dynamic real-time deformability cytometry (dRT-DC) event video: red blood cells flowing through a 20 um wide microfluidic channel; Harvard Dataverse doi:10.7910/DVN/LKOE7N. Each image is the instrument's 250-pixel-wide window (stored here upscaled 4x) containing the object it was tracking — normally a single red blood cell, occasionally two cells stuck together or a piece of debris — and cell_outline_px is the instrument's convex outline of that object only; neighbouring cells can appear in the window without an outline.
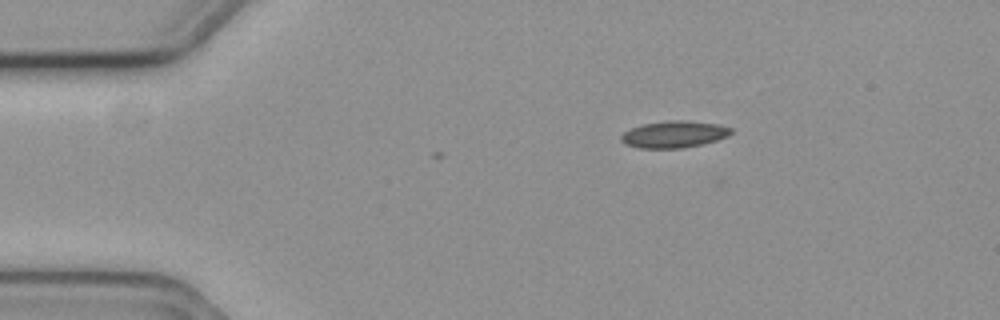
{"species": "common noctule bat (a hibernating species)", "species_latin": "Nyctalus noctula", "temperature_condition": "cold", "stored_images_in_passage": 2, "camera_frame_rate_fps": 3000, "um_per_image_px": 0.085, "animal": {"sex": "female", "body_mass_g": 19.3, "forearm_length_mm": 54.1}, "frame": {"image": 1, "passage_image": 1, "time_ms": 0.0, "image_size_px": [1000, 320], "cell_outline_px": [[732, 132], [728, 136], [704, 144], [684, 148], [640, 148], [624, 144], [620, 140], [620, 136], [624, 132], [632, 128], [644, 124], [668, 120], [684, 120], [716, 124], [732, 128]], "centroid_in_image_um": [57.28, 11.42], "position_along_channel_um": 27.7, "area_um2": 17.17}}